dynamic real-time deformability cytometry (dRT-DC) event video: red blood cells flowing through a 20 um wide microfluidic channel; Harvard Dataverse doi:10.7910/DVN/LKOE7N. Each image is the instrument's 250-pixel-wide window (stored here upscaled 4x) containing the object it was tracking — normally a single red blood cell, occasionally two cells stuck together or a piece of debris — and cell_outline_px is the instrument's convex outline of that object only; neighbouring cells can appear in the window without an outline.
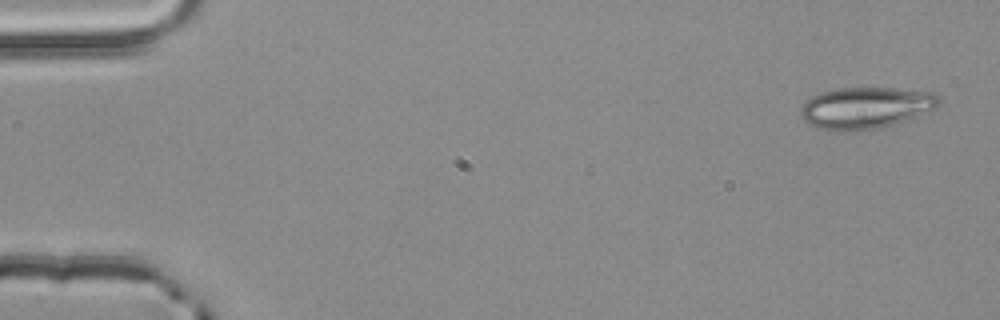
{"species": "common noctule bat (a hibernating species)", "species_latin": "Nyctalus noctula", "temperature_condition": "room temperature", "stored_images_in_passage": 3, "camera_frame_rate_fps": 3000, "um_per_image_px": 0.085, "animal": {"sex": "male", "body_mass_g": 20.4}, "frame": {"image": 1, "passage_image": 1, "time_ms": 0.0, "image_size_px": [1000, 320], "cell_outline_px": [[940, 104], [936, 108], [916, 116], [892, 124], [876, 128], [848, 132], [840, 132], [816, 128], [808, 124], [800, 116], [800, 108], [812, 96], [820, 92], [840, 88], [896, 88], [936, 92], [940, 96]], "centroid_in_image_um": [73.58, 9.16], "position_along_channel_um": 11.4, "area_um2": 33.7}}